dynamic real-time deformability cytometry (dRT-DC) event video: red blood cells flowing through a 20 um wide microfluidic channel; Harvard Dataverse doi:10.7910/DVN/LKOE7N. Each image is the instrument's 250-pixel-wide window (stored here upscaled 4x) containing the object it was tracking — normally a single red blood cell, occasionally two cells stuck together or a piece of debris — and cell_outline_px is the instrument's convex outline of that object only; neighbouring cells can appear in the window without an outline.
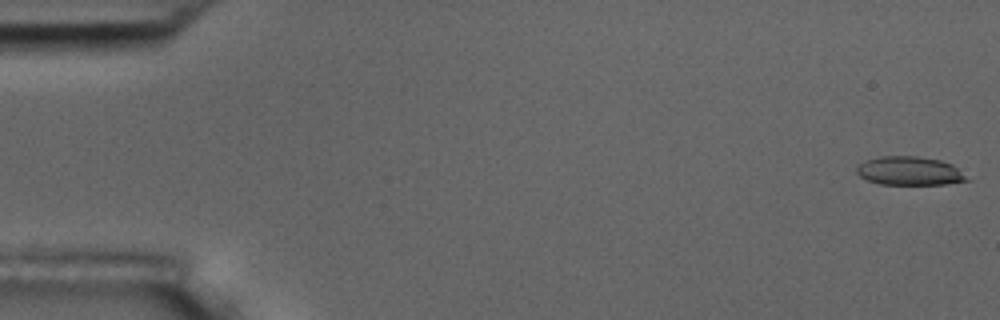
{"species": "common noctule bat (a hibernating species)", "species_latin": "Nyctalus noctula", "temperature_condition": "room temperature", "stored_images_in_passage": 56, "camera_frame_rate_fps": 3000, "um_per_image_px": 0.085, "animal": {"sex": "male", "body_mass_g": 17.5, "forearm_length_mm": 52.3}, "frame": {"image": 1, "passage_image": 1, "time_ms": 0.0, "image_size_px": [1000, 320], "cell_outline_px": [[972, 180], [944, 184], [880, 184], [868, 180], [860, 176], [856, 172], [856, 168], [860, 164], [868, 160], [880, 156], [916, 156], [940, 160], [952, 164]], "centroid_in_image_um": [77.34, 14.53], "position_along_channel_um": 7.7, "area_um2": 18.26}}
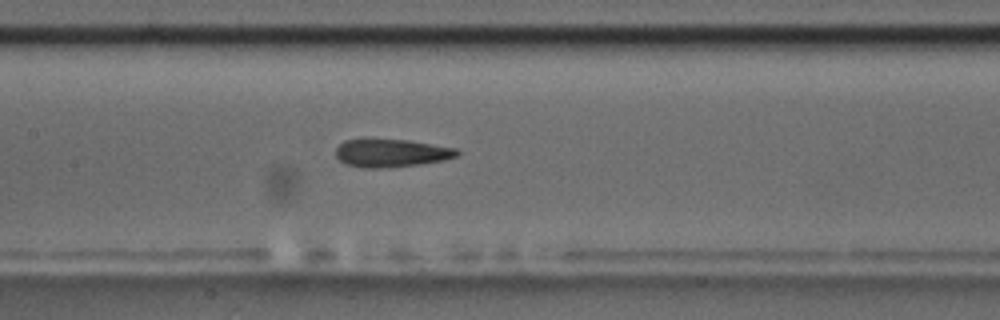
{"frame": {"image": 2, "passage_image": 27, "time_ms": 8.667, "image_size_px": [1000, 320], "cell_outline_px": [[460, 152], [456, 156], [444, 160], [420, 164], [380, 168], [360, 168], [344, 164], [336, 156], [336, 148], [344, 140], [408, 140], [456, 148]], "centroid_in_image_um": [33.24, 13.02], "position_along_channel_um": 174.2, "area_um2": 19.59}}
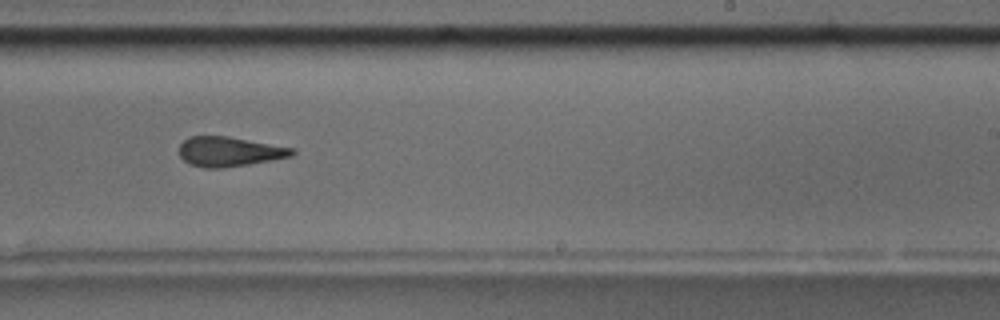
{"frame": {"image": 3, "passage_image": 35, "time_ms": 11.333, "image_size_px": [1000, 320], "cell_outline_px": [[296, 152], [292, 156], [272, 160], [224, 168], [204, 168], [192, 164], [184, 160], [180, 156], [180, 144], [188, 136], [228, 136], [296, 148]], "centroid_in_image_um": [19.52, 12.88], "position_along_channel_um": 269.5, "area_um2": 19.59}, "authors_computed_cell_mechanics": {"area_um2": 19.9121, "velocity_mm_per_s": 3.5864, "shape_relaxation_time_tau1_ms": 5.3229, "shape_relaxation_time_tau2_ms": 2.8584, "deformation_change_tau1": 0.1561, "deformation_change_tau2": 0.1414}}